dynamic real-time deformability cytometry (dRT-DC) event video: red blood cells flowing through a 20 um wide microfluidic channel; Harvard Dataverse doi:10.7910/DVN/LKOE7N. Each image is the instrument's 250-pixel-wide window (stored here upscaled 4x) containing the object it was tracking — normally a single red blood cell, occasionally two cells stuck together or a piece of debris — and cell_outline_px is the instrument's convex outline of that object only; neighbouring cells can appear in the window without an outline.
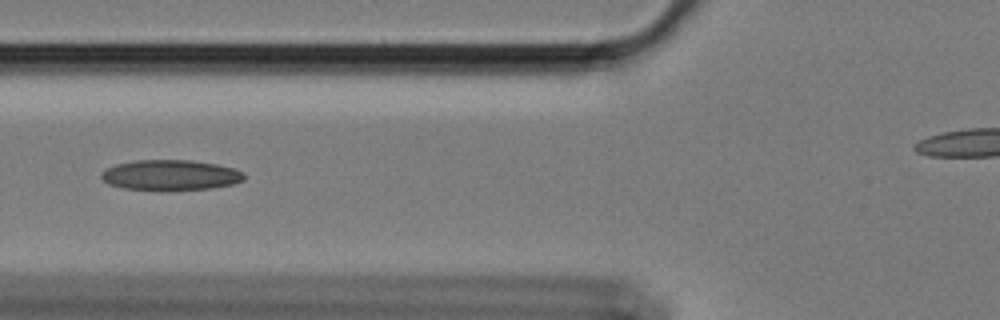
{"species": "Egyptian fruit bat (a non-hibernating species)", "species_latin": "Rousettus aegyptiacus", "temperature_condition": "cold", "stored_images_in_passage": 32, "camera_frame_rate_fps": 3000, "um_per_image_px": 0.085, "animal": {"sex": "female"}, "frame": {"image": 1, "passage_image": 12, "time_ms": 3.667, "image_size_px": [1000, 320], "cell_outline_px": [[244, 180], [232, 184], [212, 188], [160, 192], [124, 188], [108, 184], [100, 176], [100, 172], [116, 164], [136, 160], [192, 160], [216, 164], [236, 168], [244, 172]], "centroid_in_image_um": [14.49, 14.9], "position_along_channel_um": 111.3, "area_um2": 25.89}}
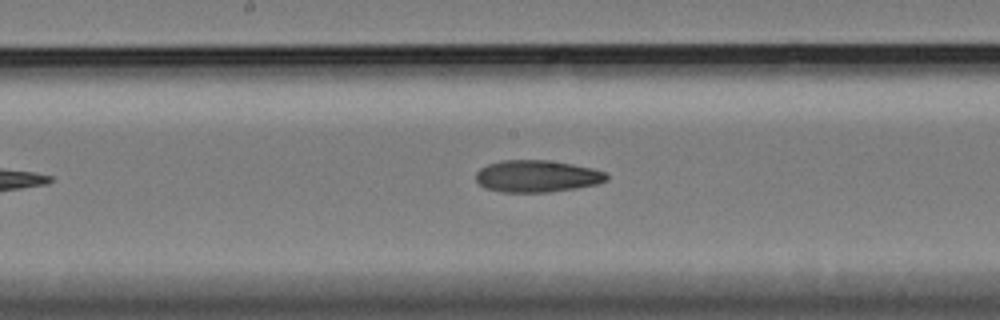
{"frame": {"image": 2, "passage_image": 20, "time_ms": 6.333, "image_size_px": [1000, 320], "cell_outline_px": [[608, 180], [596, 184], [576, 188], [548, 192], [500, 192], [484, 188], [476, 180], [476, 172], [480, 168], [488, 164], [500, 160], [548, 160], [572, 164], [592, 168], [604, 172], [608, 176]], "centroid_in_image_um": [45.61, 14.97], "position_along_channel_um": 202.6, "area_um2": 24.39}}
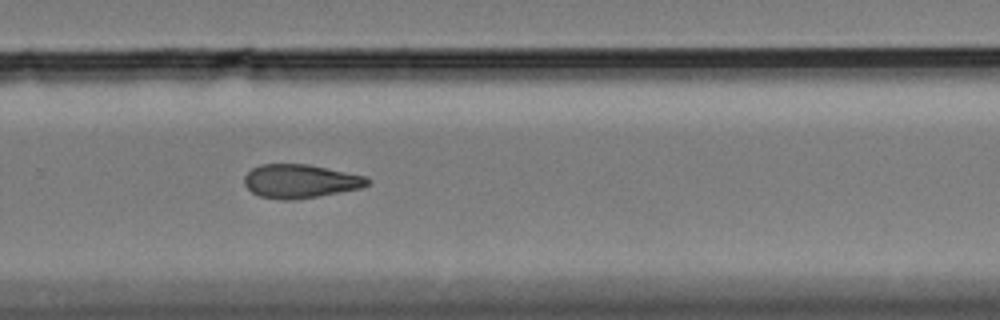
{"frame": {"image": 3, "passage_image": 29, "time_ms": 9.333, "image_size_px": [1000, 320], "cell_outline_px": [[372, 180], [368, 184], [360, 188], [320, 196], [292, 200], [280, 200], [260, 196], [252, 192], [244, 184], [244, 176], [252, 168], [260, 164], [308, 164], [364, 176]], "centroid_in_image_um": [25.5, 15.4], "position_along_channel_um": 304.3, "area_um2": 24.1}}